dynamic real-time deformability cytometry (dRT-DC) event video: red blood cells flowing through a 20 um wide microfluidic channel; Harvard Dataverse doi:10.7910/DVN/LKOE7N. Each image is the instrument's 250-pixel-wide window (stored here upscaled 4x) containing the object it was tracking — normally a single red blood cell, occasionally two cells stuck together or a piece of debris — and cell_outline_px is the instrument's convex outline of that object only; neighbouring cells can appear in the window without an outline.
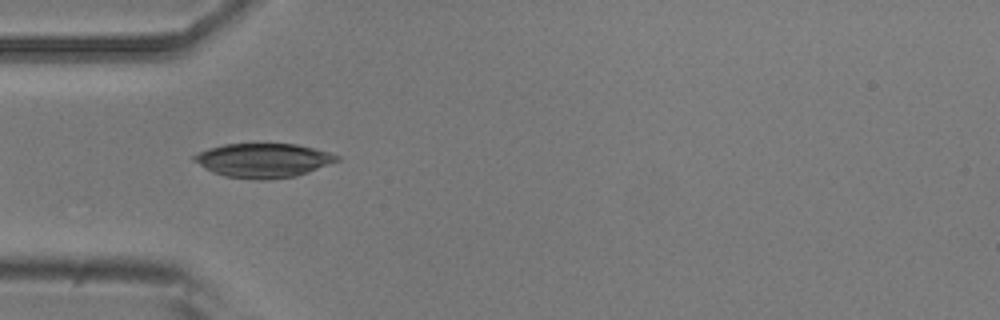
{"species": "common noctule bat (a hibernating species)", "species_latin": "Nyctalus noctula", "temperature_condition": "room temperature", "stored_images_in_passage": 7, "camera_frame_rate_fps": 3000, "um_per_image_px": 0.085, "animal": {"sex": "male", "body_mass_g": 20.5, "forearm_length_mm": 52.5}, "frame": {"image": 1, "passage_image": 4, "time_ms": 3.333, "image_size_px": [1000, 320], "cell_outline_px": [[340, 160], [308, 172], [296, 176], [264, 180], [256, 180], [224, 176], [212, 172], [192, 160], [192, 156], [208, 148], [224, 144], [296, 144], [328, 152], [340, 156]], "centroid_in_image_um": [22.36, 13.64], "position_along_channel_um": 62.6, "area_um2": 28.32}}
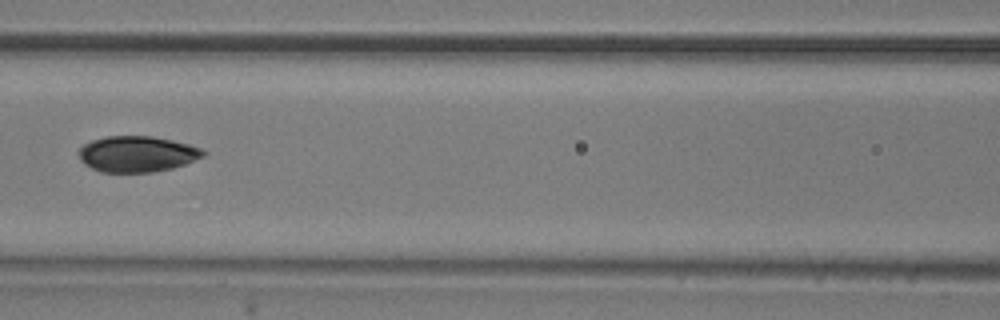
{"frame": {"image": 2, "passage_image": 6, "time_ms": 5.667, "image_size_px": [1000, 320], "cell_outline_px": [[208, 152], [204, 156], [184, 164], [172, 168], [152, 172], [100, 172], [84, 164], [80, 160], [76, 152], [84, 144], [92, 140], [104, 136], [152, 136], [172, 140], [188, 144], [200, 148]], "centroid_in_image_um": [11.62, 13.08], "position_along_channel_um": 155.0, "area_um2": 26.18}}
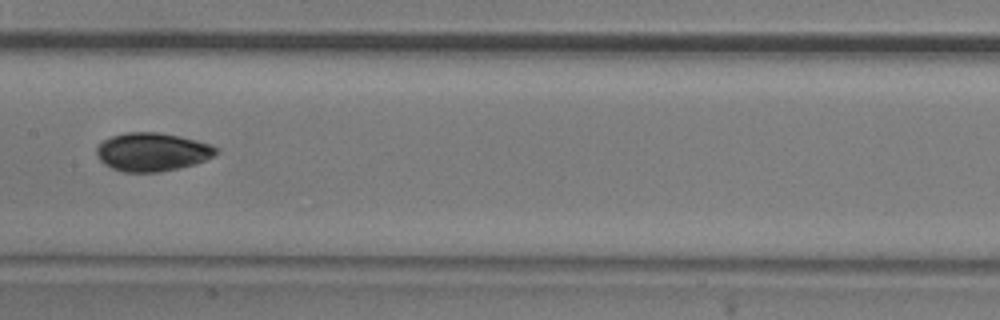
{"frame": {"image": 3, "passage_image": 7, "time_ms": 6.667, "image_size_px": [1000, 320], "cell_outline_px": [[220, 152], [196, 164], [180, 168], [160, 172], [124, 172], [112, 168], [104, 164], [96, 156], [96, 144], [112, 136], [124, 132], [160, 132], [180, 136], [212, 144], [220, 148]], "centroid_in_image_um": [12.95, 12.91], "position_along_channel_um": 194.5, "area_um2": 27.17}}